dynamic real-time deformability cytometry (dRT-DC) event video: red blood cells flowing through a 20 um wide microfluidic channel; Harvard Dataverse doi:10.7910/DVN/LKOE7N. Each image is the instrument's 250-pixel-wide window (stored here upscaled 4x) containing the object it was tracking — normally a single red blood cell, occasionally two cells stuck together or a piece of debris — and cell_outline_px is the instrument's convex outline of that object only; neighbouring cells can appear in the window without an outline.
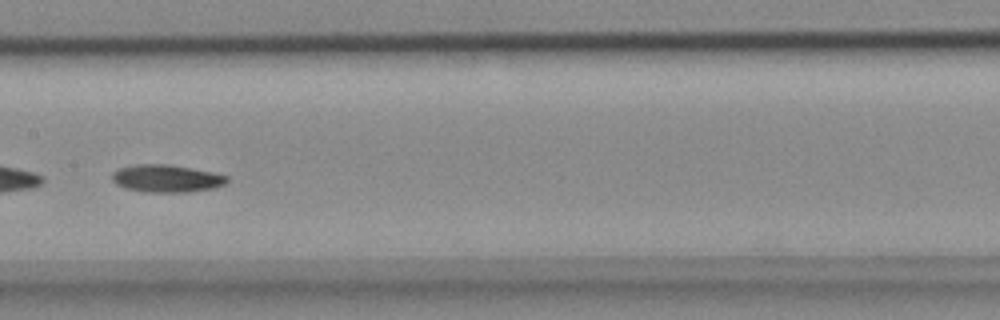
{"species": "common noctule bat (a hibernating species)", "species_latin": "Nyctalus noctula", "temperature_condition": "cold", "stored_images_in_passage": 53, "segment_of_instrument_passage": [2, 2], "camera_frame_rate_fps": 3000, "um_per_image_px": 0.085, "animal": {"sex": "female", "body_mass_g": 18.4}, "frame": {"image": 1, "passage_image": 27, "time_ms": 8.667, "image_size_px": [1000, 320], "cell_outline_px": [[228, 180], [224, 184], [212, 188], [188, 192], [144, 192], [124, 188], [116, 184], [112, 180], [112, 172], [120, 168], [136, 164], [168, 164], [212, 172], [228, 176]], "centroid_in_image_um": [14.12, 15.17], "position_along_channel_um": 193.3, "area_um2": 18.38}}
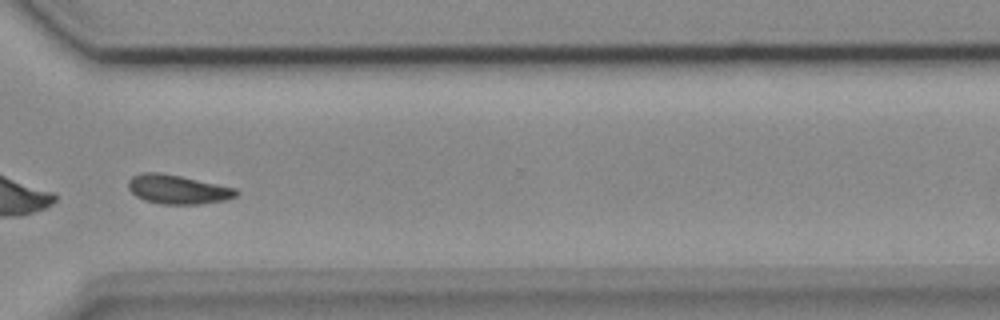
{"frame": {"image": 2, "passage_image": 40, "time_ms": 13.0, "image_size_px": [1000, 320], "cell_outline_px": [[240, 192], [236, 196], [228, 200], [200, 204], [160, 204], [144, 200], [136, 196], [128, 188], [128, 180], [132, 176], [144, 172], [160, 172], [180, 176], [236, 188]], "centroid_in_image_um": [15.11, 16.1], "position_along_channel_um": 355.5, "area_um2": 18.38}}